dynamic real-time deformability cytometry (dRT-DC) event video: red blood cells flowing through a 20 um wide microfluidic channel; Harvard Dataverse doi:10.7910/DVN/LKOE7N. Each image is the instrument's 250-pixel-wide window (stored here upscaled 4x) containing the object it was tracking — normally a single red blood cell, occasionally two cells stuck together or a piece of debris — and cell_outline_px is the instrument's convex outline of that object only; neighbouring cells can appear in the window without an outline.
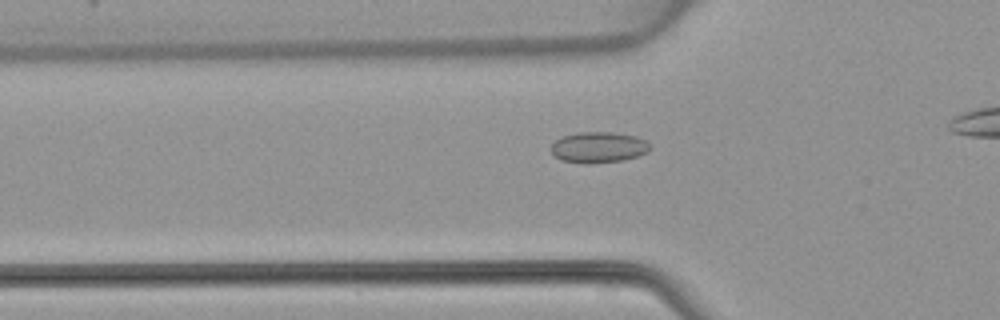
{"species": "common noctule bat (a hibernating species)", "species_latin": "Nyctalus noctula", "temperature_condition": "warm", "stored_images_in_passage": 33, "camera_frame_rate_fps": 3000, "um_per_image_px": 0.085, "animal": {"sex": "female", "body_mass_g": 22.7, "forearm_length_mm": 54.2}, "frame": {"image": 1, "passage_image": 10, "time_ms": 3.0, "image_size_px": [1000, 320], "cell_outline_px": [[652, 148], [648, 152], [624, 160], [588, 164], [584, 164], [560, 160], [548, 148], [556, 140], [564, 136], [580, 132], [612, 132], [636, 136], [644, 140]], "centroid_in_image_um": [50.86, 12.53], "position_along_channel_um": 74.9, "area_um2": 17.86}}
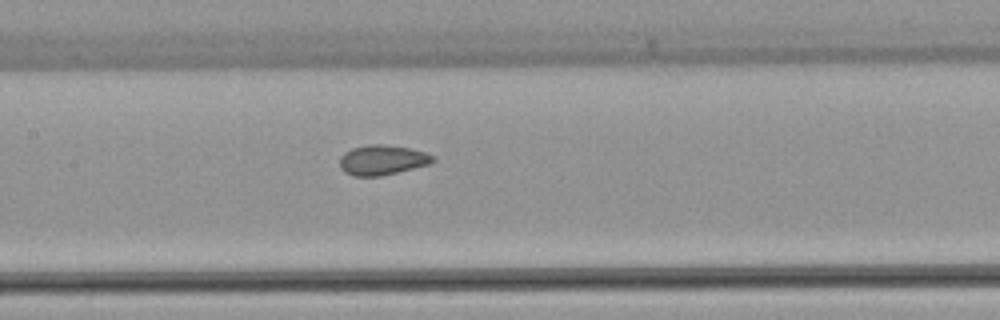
{"frame": {"image": 2, "passage_image": 17, "time_ms": 5.333, "image_size_px": [1000, 320], "cell_outline_px": [[436, 160], [428, 164], [380, 176], [352, 176], [344, 172], [340, 168], [340, 156], [344, 152], [352, 148], [368, 144], [384, 144], [408, 148], [424, 152], [432, 156]], "centroid_in_image_um": [32.43, 13.59], "position_along_channel_um": 175.0, "area_um2": 16.13}}
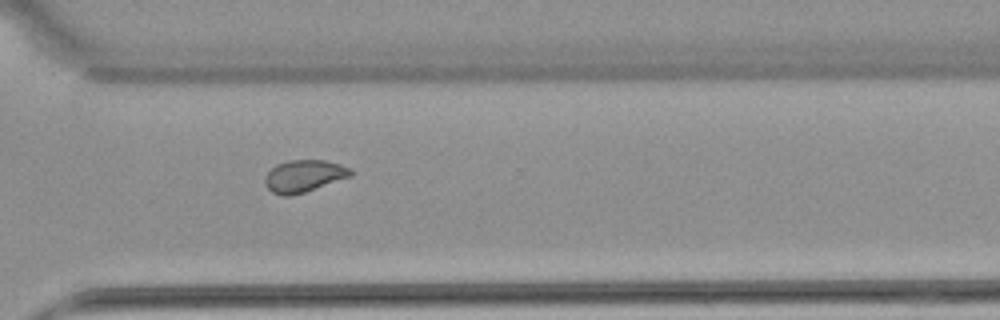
{"frame": {"image": 3, "passage_image": 29, "time_ms": 9.333, "image_size_px": [1000, 320], "cell_outline_px": [[352, 176], [304, 192], [288, 196], [284, 196], [272, 192], [264, 184], [264, 176], [276, 164], [288, 160], [324, 160], [340, 164], [352, 168]], "centroid_in_image_um": [25.83, 14.95], "position_along_channel_um": 344.8, "area_um2": 16.07}}